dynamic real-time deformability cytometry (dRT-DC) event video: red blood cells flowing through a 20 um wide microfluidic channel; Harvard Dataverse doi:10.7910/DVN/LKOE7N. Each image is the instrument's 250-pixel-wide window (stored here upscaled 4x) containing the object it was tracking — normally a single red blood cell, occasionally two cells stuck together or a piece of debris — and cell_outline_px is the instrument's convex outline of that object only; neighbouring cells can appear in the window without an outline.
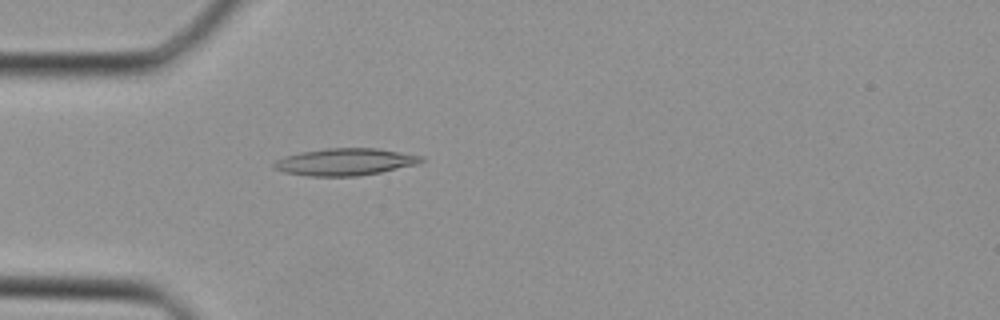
{"species": "Egyptian fruit bat (a non-hibernating species)", "species_latin": "Rousettus aegyptiacus", "temperature_condition": "cold", "stored_images_in_passage": 31, "camera_frame_rate_fps": 3000, "um_per_image_px": 0.085, "animal": {"sex": "female"}, "frame": {"image": 1, "passage_image": 4, "time_ms": 1.0, "image_size_px": [1000, 320], "cell_outline_px": [[424, 160], [416, 164], [380, 172], [356, 176], [308, 176], [284, 172], [276, 168], [272, 164], [276, 160], [300, 152], [328, 148], [376, 148], [424, 156]], "centroid_in_image_um": [29.34, 13.76], "position_along_channel_um": 55.7, "area_um2": 22.95}}
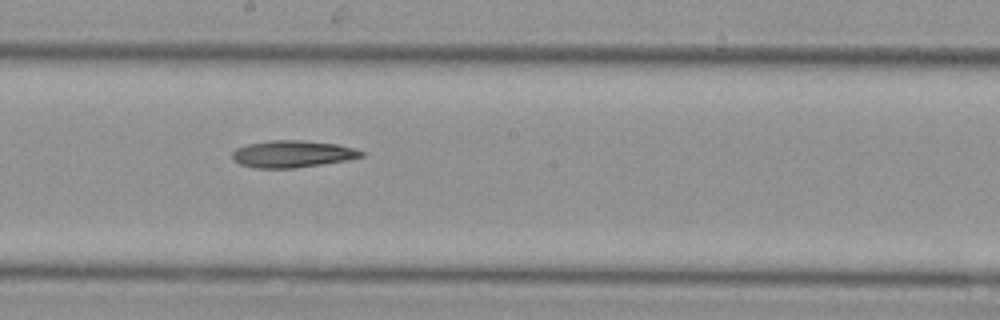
{"frame": {"image": 2, "passage_image": 14, "time_ms": 4.333, "image_size_px": [1000, 320], "cell_outline_px": [[364, 156], [348, 160], [296, 168], [256, 168], [240, 164], [232, 160], [232, 152], [236, 148], [248, 144], [272, 140], [304, 140], [336, 144], [352, 148], [364, 152]], "centroid_in_image_um": [24.84, 13.09], "position_along_channel_um": 223.4, "area_um2": 20.29}}
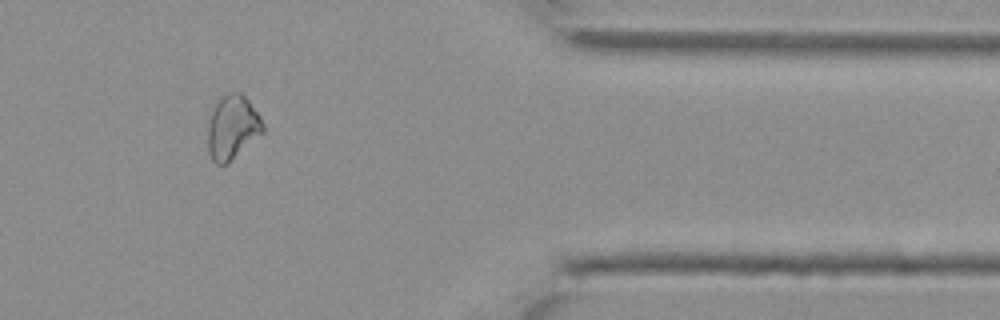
{"frame": {"image": 3, "passage_image": 25, "time_ms": 8.0, "image_size_px": [1000, 320], "cell_outline_px": [[264, 132], [228, 164], [216, 164], [212, 160], [208, 148], [208, 112], [216, 100], [228, 92], [240, 92], [248, 100], [260, 116], [264, 124]], "centroid_in_image_um": [19.73, 10.81], "position_along_channel_um": 391.7, "area_um2": 21.04}}